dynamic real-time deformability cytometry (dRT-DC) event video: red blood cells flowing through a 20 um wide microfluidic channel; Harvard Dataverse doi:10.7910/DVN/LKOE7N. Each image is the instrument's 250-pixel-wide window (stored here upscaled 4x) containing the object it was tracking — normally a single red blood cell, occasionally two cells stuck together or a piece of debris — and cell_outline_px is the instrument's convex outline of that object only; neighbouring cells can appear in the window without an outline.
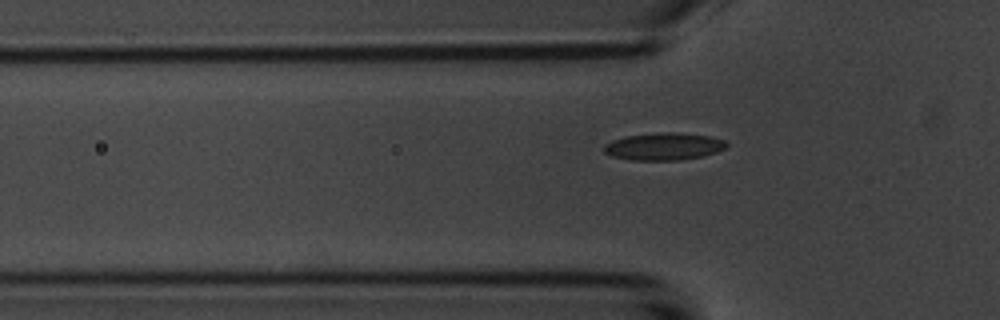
{"species": "common noctule bat (a hibernating species)", "species_latin": "Nyctalus noctula", "temperature_condition": "room temperature", "stored_images_in_passage": 42, "camera_frame_rate_fps": 3000, "um_per_image_px": 0.085, "animal": {"sex": "male", "body_mass_g": 20.1, "forearm_length_mm": 53.5}, "frame": {"image": 1, "passage_image": 11, "time_ms": 3.333, "image_size_px": [1000, 320], "cell_outline_px": [[728, 148], [704, 156], [680, 160], [632, 160], [612, 156], [604, 152], [604, 144], [612, 140], [624, 136], [660, 132], [676, 132], [708, 136], [724, 140], [728, 144]], "centroid_in_image_um": [56.43, 12.45], "position_along_channel_um": 69.4, "area_um2": 19.65}}
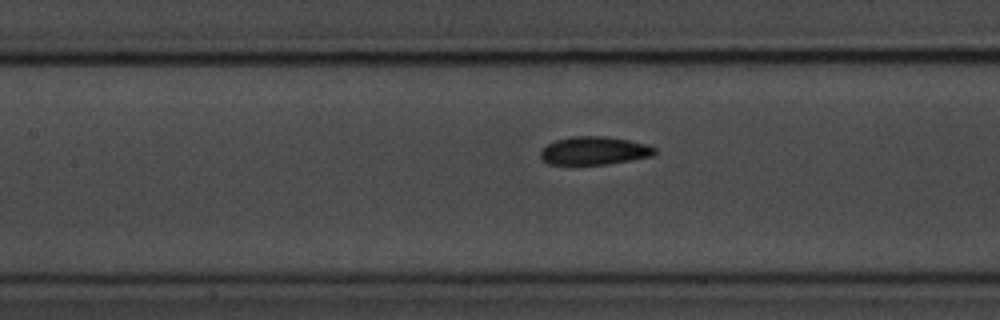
{"frame": {"image": 2, "passage_image": 18, "time_ms": 5.667, "image_size_px": [1000, 320], "cell_outline_px": [[656, 152], [652, 156], [632, 160], [608, 164], [548, 164], [540, 156], [540, 152], [548, 144], [556, 140], [572, 136], [604, 136], [628, 140], [648, 144], [656, 148]], "centroid_in_image_um": [50.54, 12.8], "position_along_channel_um": 156.9, "area_um2": 18.67}}
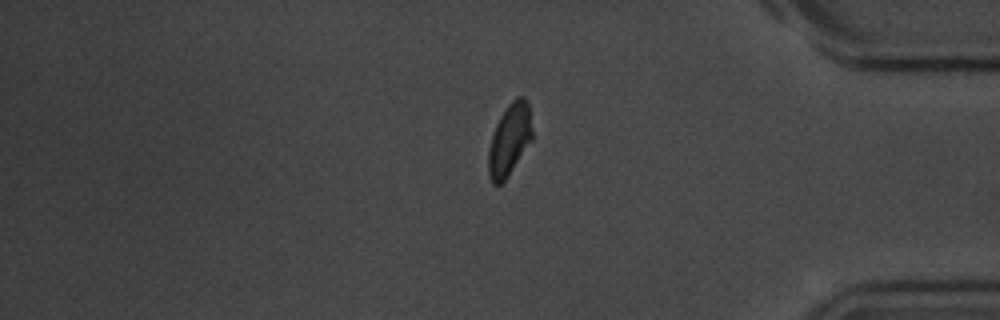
{"frame": {"image": 3, "passage_image": 39, "time_ms": 12.667, "image_size_px": [1000, 320], "cell_outline_px": [[532, 140], [508, 176], [500, 184], [492, 184], [488, 172], [488, 148], [496, 124], [504, 108], [516, 96], [524, 96], [528, 100], [532, 132]], "centroid_in_image_um": [43.3, 11.84], "position_along_channel_um": 391.9, "area_um2": 18.44}, "authors_computed_cell_mechanics": {"area_um2": 19.1607, "velocity_mm_per_s": 3.7236, "shape_relaxation_time_tau1_ms": 2.4845, "shape_relaxation_time_tau2_ms": 1.1514, "deformation_change_tau1": 0.1029, "deformation_change_tau2": 0.0524}}